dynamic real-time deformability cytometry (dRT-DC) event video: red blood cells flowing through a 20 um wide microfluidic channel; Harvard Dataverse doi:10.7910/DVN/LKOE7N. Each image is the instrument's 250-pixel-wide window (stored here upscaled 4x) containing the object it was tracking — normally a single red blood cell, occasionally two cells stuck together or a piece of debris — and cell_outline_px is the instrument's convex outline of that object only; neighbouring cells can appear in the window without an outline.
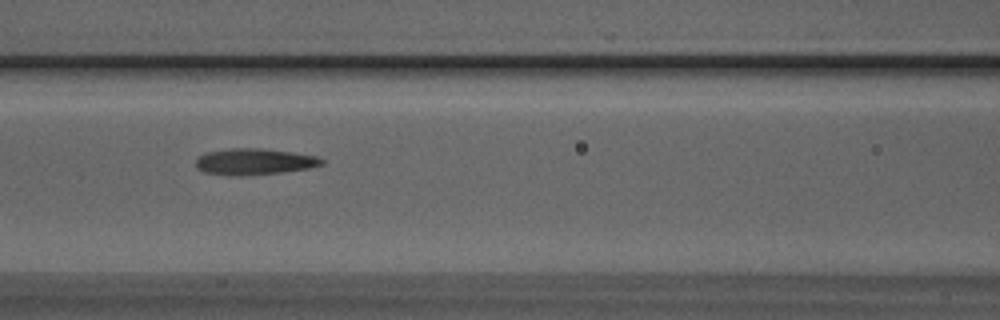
{"species": "Egyptian fruit bat (a non-hibernating species)", "species_latin": "Rousettus aegyptiacus", "temperature_condition": "room temperature", "stored_images_in_passage": 38, "camera_frame_rate_fps": 3000, "um_per_image_px": 0.085, "animal": {"sex": "male"}, "frame": {"image": 1, "passage_image": 15, "time_ms": 4.667, "image_size_px": [1000, 320], "cell_outline_px": [[324, 164], [308, 168], [280, 172], [244, 176], [236, 176], [204, 172], [196, 168], [196, 156], [204, 152], [228, 148], [260, 148], [292, 152], [316, 156], [324, 160]], "centroid_in_image_um": [21.55, 13.73], "position_along_channel_um": 145.0, "area_um2": 19.42}}
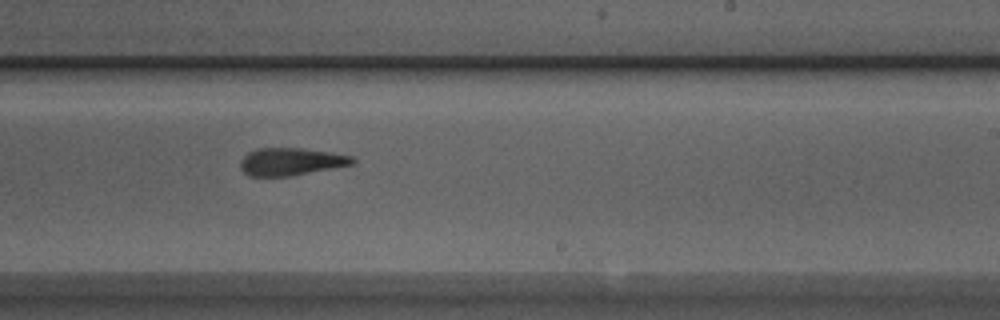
{"frame": {"image": 2, "passage_image": 24, "time_ms": 7.667, "image_size_px": [1000, 320], "cell_outline_px": [[356, 164], [288, 176], [248, 176], [240, 168], [240, 160], [248, 152], [256, 148], [300, 148], [332, 152], [352, 156], [356, 160]], "centroid_in_image_um": [24.73, 13.73], "position_along_channel_um": 264.3, "area_um2": 18.09}}
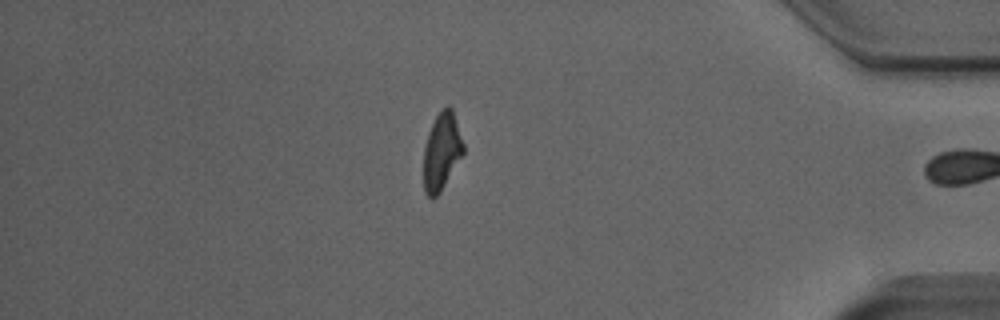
{"frame": {"image": 3, "passage_image": 37, "time_ms": 12.0, "image_size_px": [1000, 320], "cell_outline_px": [[464, 152], [440, 192], [432, 200], [424, 192], [424, 148], [428, 132], [440, 108], [448, 104], [452, 108], [464, 144]], "centroid_in_image_um": [37.54, 12.84], "position_along_channel_um": 397.7, "area_um2": 17.92}, "authors_computed_cell_mechanics": {"area_um2": 19.074, "velocity_mm_per_s": 3.9879, "shape_relaxation_time_tau1_ms": 7.4098, "shape_relaxation_time_tau2_ms": 3.6101, "deformation_change_tau1": 0.2223, "deformation_change_tau2": 0.132}}